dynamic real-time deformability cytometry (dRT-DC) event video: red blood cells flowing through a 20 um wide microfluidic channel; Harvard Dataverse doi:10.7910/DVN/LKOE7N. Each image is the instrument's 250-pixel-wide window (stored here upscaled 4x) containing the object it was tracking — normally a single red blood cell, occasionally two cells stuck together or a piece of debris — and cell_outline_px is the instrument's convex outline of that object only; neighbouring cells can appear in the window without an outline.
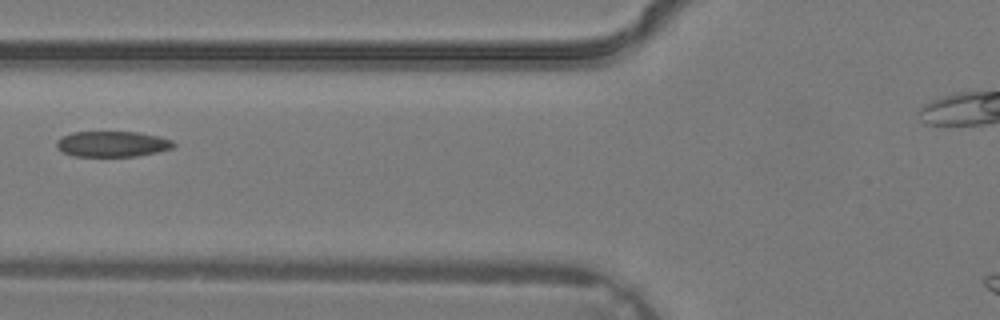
{"species": "common noctule bat (a hibernating species)", "species_latin": "Nyctalus noctula", "temperature_condition": "warm", "stored_images_in_passage": 6, "camera_frame_rate_fps": 3000, "um_per_image_px": 0.085, "animal": {"sex": "male", "body_mass_g": 19.2, "forearm_length_mm": 51.8}, "frame": {"image": 1, "passage_image": 5, "time_ms": 1.333, "image_size_px": [1000, 320], "cell_outline_px": [[176, 144], [172, 148], [156, 152], [136, 156], [72, 156], [56, 148], [56, 140], [72, 132], [140, 132], [160, 136], [172, 140]], "centroid_in_image_um": [9.55, 12.23], "position_along_channel_um": 116.2, "area_um2": 17.51}}